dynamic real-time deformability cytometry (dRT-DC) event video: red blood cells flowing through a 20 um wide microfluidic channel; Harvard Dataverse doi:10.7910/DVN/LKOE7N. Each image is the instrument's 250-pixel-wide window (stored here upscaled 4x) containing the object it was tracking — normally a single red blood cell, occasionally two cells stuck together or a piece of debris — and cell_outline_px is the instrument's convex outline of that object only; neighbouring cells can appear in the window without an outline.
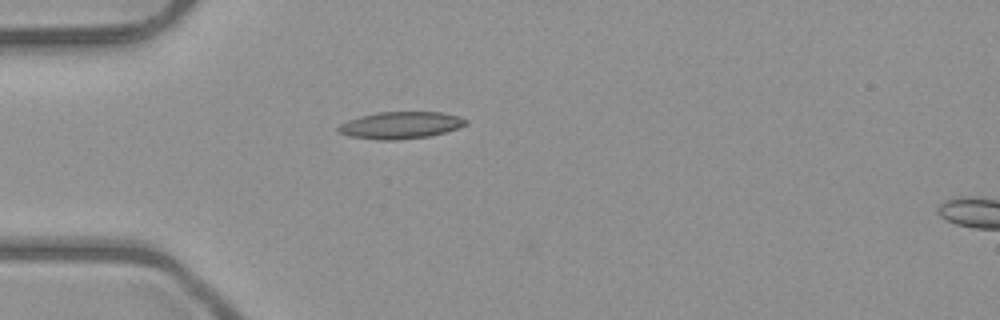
{"species": "common noctule bat (a hibernating species)", "species_latin": "Nyctalus noctula", "temperature_condition": "room temperature", "stored_images_in_passage": 5, "camera_frame_rate_fps": 3000, "um_per_image_px": 0.085, "animal": {"sex": "male", "body_mass_g": 23.1, "forearm_length_mm": 52.7}, "frame": {"image": 1, "passage_image": 4, "time_ms": 4.0, "image_size_px": [1000, 320], "cell_outline_px": [[468, 124], [460, 128], [428, 136], [396, 140], [376, 140], [348, 136], [340, 132], [336, 128], [340, 124], [348, 120], [360, 116], [376, 112], [440, 112], [460, 116], [468, 120]], "centroid_in_image_um": [34.06, 10.64], "position_along_channel_um": 50.9, "area_um2": 20.17}}